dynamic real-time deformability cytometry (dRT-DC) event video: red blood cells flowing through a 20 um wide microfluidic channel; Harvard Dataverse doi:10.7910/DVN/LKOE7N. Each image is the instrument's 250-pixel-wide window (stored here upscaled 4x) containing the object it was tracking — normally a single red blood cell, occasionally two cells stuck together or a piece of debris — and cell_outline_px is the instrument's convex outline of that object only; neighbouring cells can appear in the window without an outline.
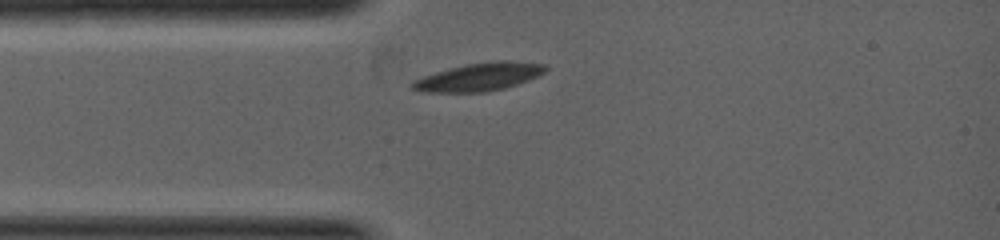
{"species": "common noctule bat (a hibernating species)", "species_latin": "Nyctalus noctula", "temperature_condition": "warm", "stored_images_in_passage": 2, "camera_frame_rate_fps": 5000, "um_per_image_px": 0.085, "animal": {"sex": "female", "body_mass_g": 19.0, "forearm_length_mm": 53.3}, "frame": {"image": 1, "passage_image": 1, "time_ms": 0.0, "image_size_px": [1000, 240], "cell_outline_px": [[548, 68], [544, 72], [528, 80], [504, 88], [484, 92], [424, 92], [408, 88], [408, 84], [412, 80], [436, 72], [468, 64], [496, 60], [508, 60], [548, 64]], "centroid_in_image_um": [40.7, 6.54], "position_along_channel_um": 44.3, "area_um2": 21.73}}